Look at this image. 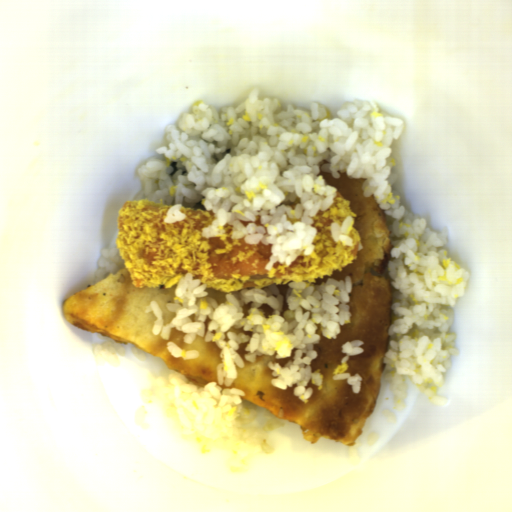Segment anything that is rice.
Here are the masks:
<instances>
[{
	"label": "rice",
	"instance_id": "obj_3",
	"mask_svg": "<svg viewBox=\"0 0 512 512\" xmlns=\"http://www.w3.org/2000/svg\"><path fill=\"white\" fill-rule=\"evenodd\" d=\"M142 396H154L165 401L172 409L182 434L202 435L212 440L230 438L257 446L264 454L273 452L267 436L271 430L285 427L269 410L265 426H246L254 421L258 412L245 405L243 389L222 388L216 381L198 386L175 373L159 375L151 389L141 391Z\"/></svg>",
	"mask_w": 512,
	"mask_h": 512
},
{
	"label": "rice",
	"instance_id": "obj_5",
	"mask_svg": "<svg viewBox=\"0 0 512 512\" xmlns=\"http://www.w3.org/2000/svg\"><path fill=\"white\" fill-rule=\"evenodd\" d=\"M92 352L96 357L103 358L107 364L119 365V357L125 355L126 349L118 342L112 339H105L102 343H95Z\"/></svg>",
	"mask_w": 512,
	"mask_h": 512
},
{
	"label": "rice",
	"instance_id": "obj_6",
	"mask_svg": "<svg viewBox=\"0 0 512 512\" xmlns=\"http://www.w3.org/2000/svg\"><path fill=\"white\" fill-rule=\"evenodd\" d=\"M352 221L353 218L348 216L344 219L342 225H339L336 221L332 222L330 230L331 238L334 242H342L343 245L352 246L353 239H351L347 234V230Z\"/></svg>",
	"mask_w": 512,
	"mask_h": 512
},
{
	"label": "rice",
	"instance_id": "obj_2",
	"mask_svg": "<svg viewBox=\"0 0 512 512\" xmlns=\"http://www.w3.org/2000/svg\"><path fill=\"white\" fill-rule=\"evenodd\" d=\"M207 287L189 271L185 273L174 291V302L166 304L175 313L168 324L152 300L145 313L157 317L153 334L167 340L171 328H176L183 333V342L191 344L196 336L215 342L221 349L217 383L228 387L238 376L236 366L244 367L237 351L243 342H248L244 358L250 363L259 355L289 358L284 366L268 362L270 384L279 390L294 386L296 397L309 400L313 388L308 384L319 386L323 380L321 373L313 371L316 343L321 338L336 339L341 327L352 322V277L326 279L319 285L316 280L290 282L285 293L287 310L277 284L227 291L222 304L209 296Z\"/></svg>",
	"mask_w": 512,
	"mask_h": 512
},
{
	"label": "rice",
	"instance_id": "obj_11",
	"mask_svg": "<svg viewBox=\"0 0 512 512\" xmlns=\"http://www.w3.org/2000/svg\"><path fill=\"white\" fill-rule=\"evenodd\" d=\"M382 415H383L384 419L386 421H388L389 423L393 424V423H396V421H397L396 416L389 408H385L384 411L382 412Z\"/></svg>",
	"mask_w": 512,
	"mask_h": 512
},
{
	"label": "rice",
	"instance_id": "obj_4",
	"mask_svg": "<svg viewBox=\"0 0 512 512\" xmlns=\"http://www.w3.org/2000/svg\"><path fill=\"white\" fill-rule=\"evenodd\" d=\"M127 266L120 248H106L101 250L97 260V271L93 277L94 283L101 281L106 275L116 273Z\"/></svg>",
	"mask_w": 512,
	"mask_h": 512
},
{
	"label": "rice",
	"instance_id": "obj_10",
	"mask_svg": "<svg viewBox=\"0 0 512 512\" xmlns=\"http://www.w3.org/2000/svg\"><path fill=\"white\" fill-rule=\"evenodd\" d=\"M361 444L360 442H355L352 446H350L349 454H350V461L353 463L359 462V448Z\"/></svg>",
	"mask_w": 512,
	"mask_h": 512
},
{
	"label": "rice",
	"instance_id": "obj_9",
	"mask_svg": "<svg viewBox=\"0 0 512 512\" xmlns=\"http://www.w3.org/2000/svg\"><path fill=\"white\" fill-rule=\"evenodd\" d=\"M167 350L173 357L182 358L183 360H193L195 358H198L200 354L198 350L184 351L183 349L175 345L172 341L167 342Z\"/></svg>",
	"mask_w": 512,
	"mask_h": 512
},
{
	"label": "rice",
	"instance_id": "obj_13",
	"mask_svg": "<svg viewBox=\"0 0 512 512\" xmlns=\"http://www.w3.org/2000/svg\"><path fill=\"white\" fill-rule=\"evenodd\" d=\"M379 437H380L379 432H377V431L370 432L369 434L366 435V442L369 445H373L374 443L377 442Z\"/></svg>",
	"mask_w": 512,
	"mask_h": 512
},
{
	"label": "rice",
	"instance_id": "obj_8",
	"mask_svg": "<svg viewBox=\"0 0 512 512\" xmlns=\"http://www.w3.org/2000/svg\"><path fill=\"white\" fill-rule=\"evenodd\" d=\"M333 380H346L347 384L351 386L353 393L357 394L361 390L363 377L359 373L351 375L350 372H346L340 375L332 376Z\"/></svg>",
	"mask_w": 512,
	"mask_h": 512
},
{
	"label": "rice",
	"instance_id": "obj_7",
	"mask_svg": "<svg viewBox=\"0 0 512 512\" xmlns=\"http://www.w3.org/2000/svg\"><path fill=\"white\" fill-rule=\"evenodd\" d=\"M363 344L364 340L355 339L352 341H347L341 345L342 354H345V356L340 360L341 364H344L350 356L359 355L364 352L365 350L362 347Z\"/></svg>",
	"mask_w": 512,
	"mask_h": 512
},
{
	"label": "rice",
	"instance_id": "obj_12",
	"mask_svg": "<svg viewBox=\"0 0 512 512\" xmlns=\"http://www.w3.org/2000/svg\"><path fill=\"white\" fill-rule=\"evenodd\" d=\"M131 352L134 355L136 359H138L140 362H145L146 357L143 351H141L137 346H132Z\"/></svg>",
	"mask_w": 512,
	"mask_h": 512
},
{
	"label": "rice",
	"instance_id": "obj_1",
	"mask_svg": "<svg viewBox=\"0 0 512 512\" xmlns=\"http://www.w3.org/2000/svg\"><path fill=\"white\" fill-rule=\"evenodd\" d=\"M404 121L369 100L355 99L334 117L312 102L311 110L259 99L256 88L239 106L220 111L195 101L189 112L169 125L165 143L137 168L141 182L135 200L172 205L165 223L184 220L181 207L200 203L214 213L202 236L271 245L269 262H294L310 255L318 230L319 211L337 199L334 179L364 180L362 196L374 200L386 216L390 257L386 271L392 290L388 344L383 380L393 393L395 410L407 404L405 377L433 404L448 405L439 396L451 358L457 356L453 310L470 274L448 254V227L433 230L412 213L394 185L398 180L392 142Z\"/></svg>",
	"mask_w": 512,
	"mask_h": 512
}]
</instances>
